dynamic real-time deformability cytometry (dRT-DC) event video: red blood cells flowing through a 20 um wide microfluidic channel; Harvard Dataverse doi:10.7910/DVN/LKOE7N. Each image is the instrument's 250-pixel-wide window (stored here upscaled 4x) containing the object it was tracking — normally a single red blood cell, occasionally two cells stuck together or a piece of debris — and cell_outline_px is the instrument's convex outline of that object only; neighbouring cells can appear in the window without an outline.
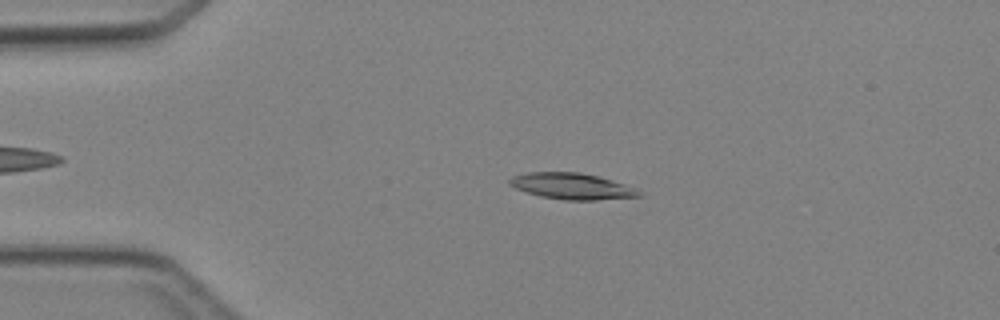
{"species": "Egyptian fruit bat (a non-hibernating species)", "species_latin": "Rousettus aegyptiacus", "temperature_condition": "cold", "stored_images_in_passage": 6, "camera_frame_rate_fps": 3000, "um_per_image_px": 0.085, "animal": {"sex": "female"}, "frame": {"image": 1, "passage_image": 4, "time_ms": 3.333, "image_size_px": [1000, 320], "cell_outline_px": [[644, 196], [596, 200], [564, 200], [540, 196], [516, 188], [508, 184], [508, 180], [512, 176], [528, 172], [580, 172], [612, 180], [624, 184], [644, 192]], "centroid_in_image_um": [48.63, 15.83], "position_along_channel_um": 36.4, "area_um2": 19.77}}
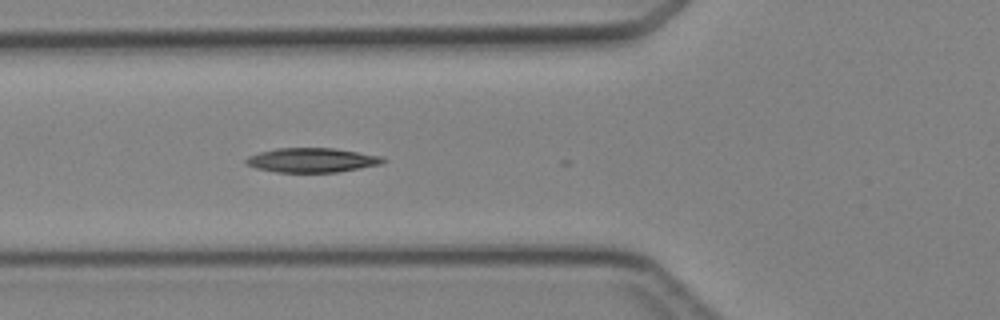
{"frame": {"image": 2, "passage_image": 6, "time_ms": 5.667, "image_size_px": [1000, 320], "cell_outline_px": [[388, 160], [380, 164], [360, 168], [336, 172], [276, 172], [256, 168], [244, 164], [244, 160], [248, 156], [260, 152], [276, 148], [332, 148], [380, 156]], "centroid_in_image_um": [26.46, 13.61], "position_along_channel_um": 99.3, "area_um2": 19.36}}